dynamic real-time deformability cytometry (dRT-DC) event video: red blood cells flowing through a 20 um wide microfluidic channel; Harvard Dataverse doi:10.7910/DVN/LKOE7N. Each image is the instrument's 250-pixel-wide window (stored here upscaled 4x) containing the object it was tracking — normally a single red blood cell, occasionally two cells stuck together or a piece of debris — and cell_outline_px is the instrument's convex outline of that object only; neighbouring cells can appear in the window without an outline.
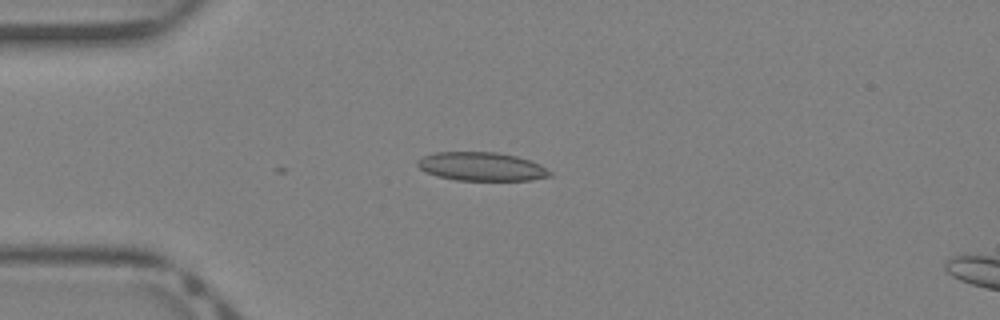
{"species": "Egyptian fruit bat (a non-hibernating species)", "species_latin": "Rousettus aegyptiacus", "temperature_condition": "warm", "stored_images_in_passage": 9, "camera_frame_rate_fps": 3000, "um_per_image_px": 0.085, "animal": {"sex": "female"}, "frame": {"image": 1, "passage_image": 2, "time_ms": 0.333, "image_size_px": [1000, 320], "cell_outline_px": [[552, 176], [528, 180], [456, 180], [436, 176], [420, 168], [416, 164], [416, 160], [424, 156], [436, 152], [496, 152], [516, 156], [540, 164], [552, 172]], "centroid_in_image_um": [40.93, 14.15], "position_along_channel_um": 44.1, "area_um2": 21.96}}
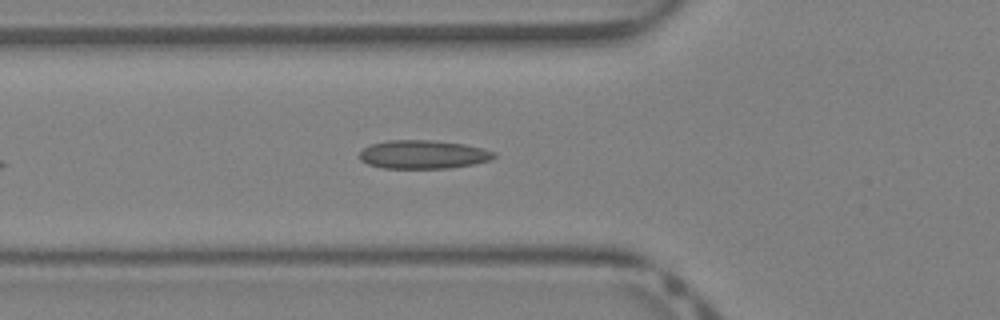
{"frame": {"image": 2, "passage_image": 6, "time_ms": 1.667, "image_size_px": [1000, 320], "cell_outline_px": [[496, 156], [488, 160], [472, 164], [448, 168], [384, 168], [368, 164], [360, 160], [360, 152], [364, 148], [372, 144], [388, 140], [432, 140], [464, 144], [496, 152]], "centroid_in_image_um": [35.95, 13.13], "position_along_channel_um": 89.9, "area_um2": 22.14}}
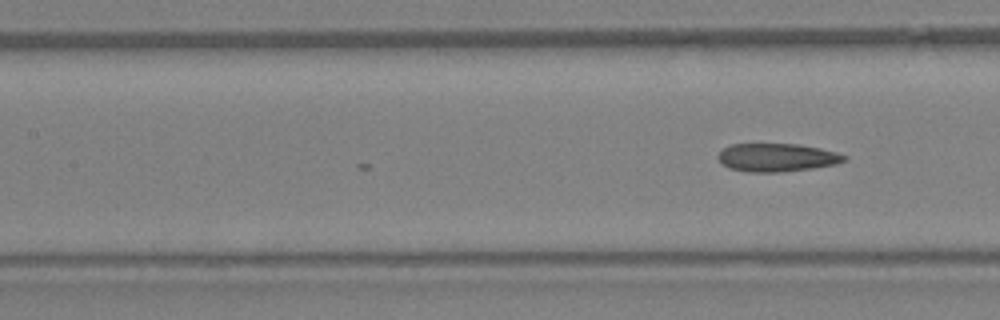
{"frame": {"image": 3, "passage_image": 9, "time_ms": 2.667, "image_size_px": [1000, 320], "cell_outline_px": [[848, 160], [836, 164], [812, 168], [780, 172], [748, 172], [728, 168], [716, 156], [724, 148], [732, 144], [800, 144], [820, 148], [836, 152], [848, 156]], "centroid_in_image_um": [66.07, 13.39], "position_along_channel_um": 141.3, "area_um2": 20.75}}